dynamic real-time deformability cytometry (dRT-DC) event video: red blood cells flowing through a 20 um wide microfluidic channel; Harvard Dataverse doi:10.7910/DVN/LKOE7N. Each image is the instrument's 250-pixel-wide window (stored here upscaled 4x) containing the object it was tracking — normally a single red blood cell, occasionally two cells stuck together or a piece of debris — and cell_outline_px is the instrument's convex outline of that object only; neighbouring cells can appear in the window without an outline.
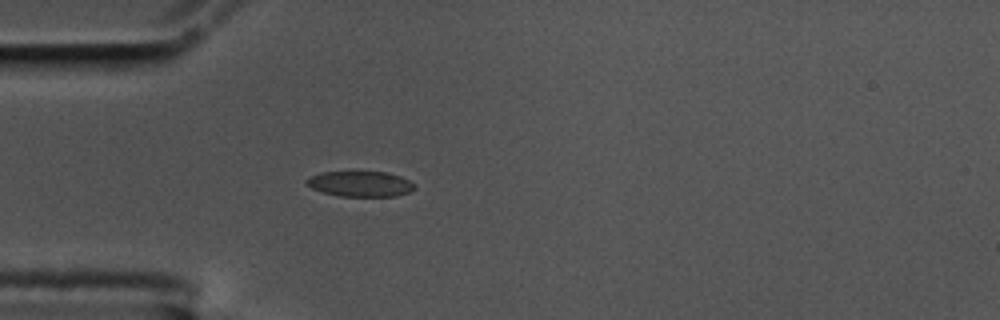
{"species": "common noctule bat (a hibernating species)", "species_latin": "Nyctalus noctula", "temperature_condition": "cold", "stored_images_in_passage": 6, "camera_frame_rate_fps": 3000, "um_per_image_px": 0.085, "animal": {"sex": "male", "body_mass_g": 17.5, "forearm_length_mm": 52.3}, "frame": {"image": 1, "passage_image": 1, "time_ms": 0.0, "image_size_px": [1000, 320], "cell_outline_px": [[416, 188], [408, 192], [396, 196], [340, 196], [324, 192], [312, 188], [304, 180], [308, 176], [320, 172], [356, 168], [384, 172], [400, 176], [408, 180]], "centroid_in_image_um": [30.56, 15.56], "position_along_channel_um": 54.4, "area_um2": 16.76}}